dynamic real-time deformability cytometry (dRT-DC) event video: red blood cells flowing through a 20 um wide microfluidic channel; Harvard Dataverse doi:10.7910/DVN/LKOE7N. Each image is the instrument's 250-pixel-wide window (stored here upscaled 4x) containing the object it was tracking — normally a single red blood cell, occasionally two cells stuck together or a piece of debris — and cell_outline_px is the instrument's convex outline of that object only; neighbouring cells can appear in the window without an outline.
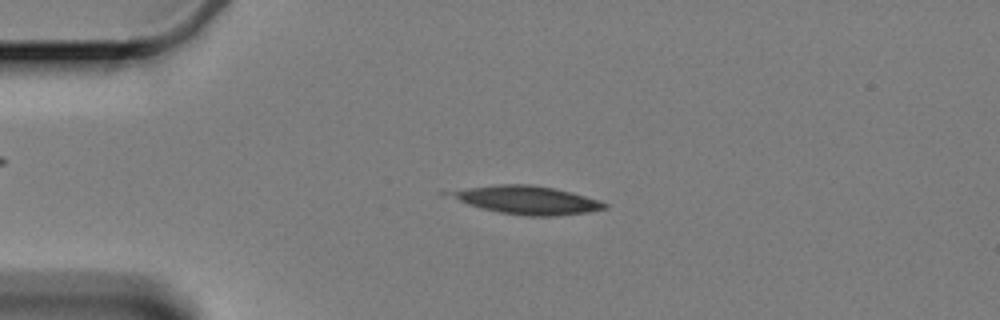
{"species": "Egyptian fruit bat (a non-hibernating species)", "species_latin": "Rousettus aegyptiacus", "temperature_condition": "cold", "stored_images_in_passage": 51, "camera_frame_rate_fps": 3000, "um_per_image_px": 0.085, "animal": {"sex": "female"}, "frame": {"image": 1, "passage_image": 14, "time_ms": 4.333, "image_size_px": [1000, 320], "cell_outline_px": [[608, 208], [588, 212], [556, 216], [524, 216], [500, 212], [468, 204], [436, 192], [500, 184], [532, 184], [572, 192], [600, 200], [608, 204]], "centroid_in_image_um": [44.76, 17.0], "position_along_channel_um": 40.2, "area_um2": 25.61}}
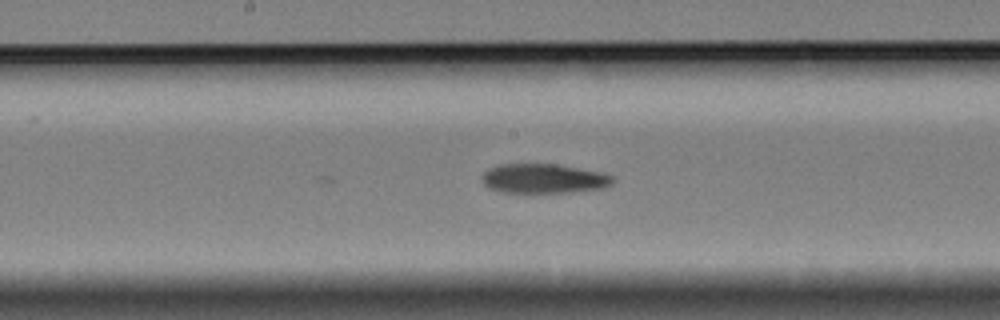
{"frame": {"image": 2, "passage_image": 31, "time_ms": 10.0, "image_size_px": [1000, 320], "cell_outline_px": [[616, 180], [612, 184], [604, 188], [568, 192], [504, 192], [488, 188], [480, 180], [480, 176], [488, 168], [500, 164], [556, 164], [600, 172], [612, 176]], "centroid_in_image_um": [46.18, 15.17], "position_along_channel_um": 202.0, "area_um2": 22.48}}
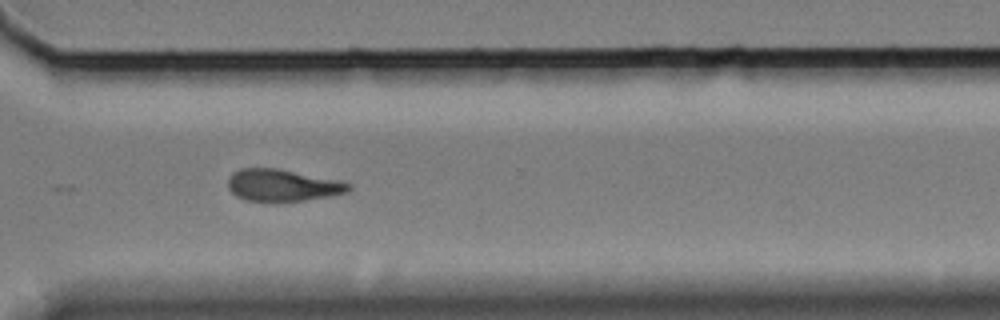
{"frame": {"image": 3, "passage_image": 44, "time_ms": 14.333, "image_size_px": [1000, 320], "cell_outline_px": [[352, 188], [348, 192], [328, 196], [304, 200], [276, 204], [272, 204], [244, 200], [236, 196], [228, 188], [228, 180], [232, 172], [240, 168], [276, 168], [340, 180], [352, 184]], "centroid_in_image_um": [23.99, 15.78], "position_along_channel_um": 346.6, "area_um2": 23.18}}